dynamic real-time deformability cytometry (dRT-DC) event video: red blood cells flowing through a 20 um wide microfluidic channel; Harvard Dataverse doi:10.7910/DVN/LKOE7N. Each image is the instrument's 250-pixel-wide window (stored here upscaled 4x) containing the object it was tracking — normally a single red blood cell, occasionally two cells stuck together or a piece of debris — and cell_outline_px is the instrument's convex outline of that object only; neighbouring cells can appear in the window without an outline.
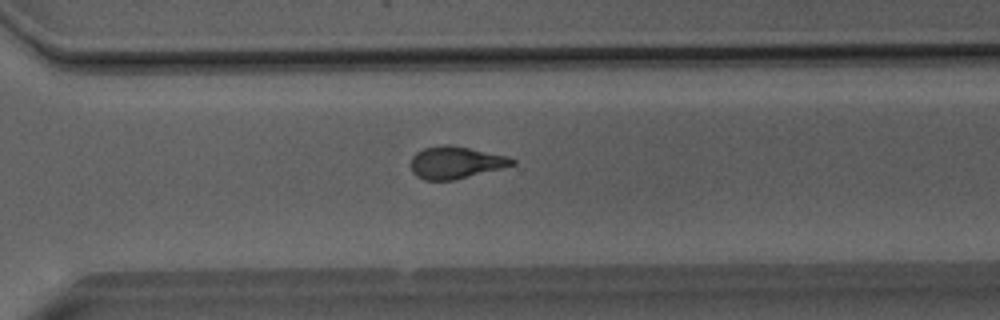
{"species": "Egyptian fruit bat (a non-hibernating species)", "species_latin": "Rousettus aegyptiacus", "temperature_condition": "room temperature", "stored_images_in_passage": 47, "camera_frame_rate_fps": 3000, "um_per_image_px": 0.085, "animal": {"sex": "male"}, "frame": {"image": 1, "passage_image": 36, "time_ms": 11.667, "image_size_px": [1000, 320], "cell_outline_px": [[516, 164], [452, 180], [424, 180], [416, 176], [412, 172], [408, 164], [412, 156], [416, 152], [424, 148], [440, 144], [448, 144], [508, 156], [516, 160]], "centroid_in_image_um": [38.66, 13.8], "position_along_channel_um": 331.9, "area_um2": 19.02}}
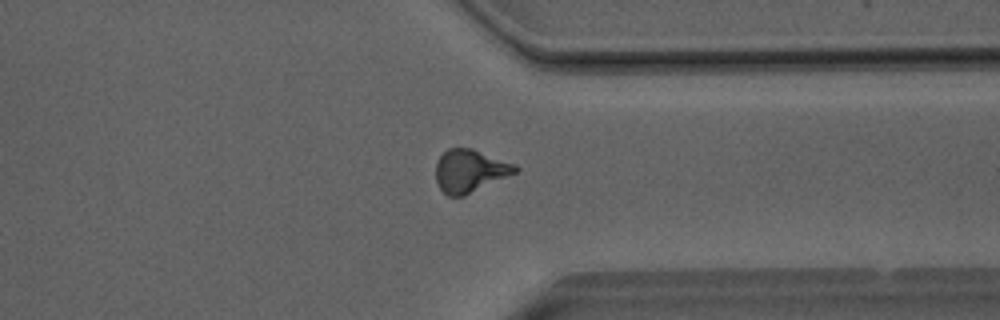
{"frame": {"image": 2, "passage_image": 39, "time_ms": 12.667, "image_size_px": [1000, 320], "cell_outline_px": [[520, 168], [516, 172], [464, 196], [448, 196], [440, 188], [436, 180], [436, 160], [448, 148], [472, 148], [516, 164]], "centroid_in_image_um": [39.93, 14.51], "position_along_channel_um": 371.5, "area_um2": 19.71}}
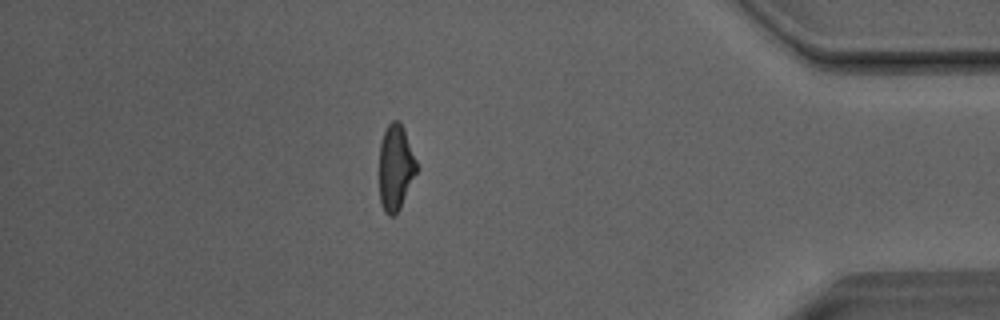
{"frame": {"image": 3, "passage_image": 44, "time_ms": 14.333, "image_size_px": [1000, 320], "cell_outline_px": [[420, 168], [400, 208], [392, 216], [388, 216], [384, 212], [380, 204], [380, 144], [384, 132], [388, 124], [392, 120], [400, 120], [404, 128]], "centroid_in_image_um": [33.66, 14.23], "position_along_channel_um": 401.5, "area_um2": 19.02}, "authors_computed_cell_mechanics": {"area_um2": 19.7098, "velocity_mm_per_s": 4.0795, "shape_relaxation_time_tau1_ms": 8.7623, "shape_relaxation_time_tau2_ms": 2.2715, "deformation_change_tau1": 0.2186, "deformation_change_tau2": 0.0958}}